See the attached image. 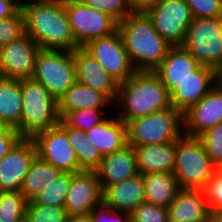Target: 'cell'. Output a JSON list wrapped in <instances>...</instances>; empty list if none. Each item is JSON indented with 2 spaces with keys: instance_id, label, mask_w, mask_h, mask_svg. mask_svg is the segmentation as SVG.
<instances>
[{
  "instance_id": "obj_21",
  "label": "cell",
  "mask_w": 222,
  "mask_h": 222,
  "mask_svg": "<svg viewBox=\"0 0 222 222\" xmlns=\"http://www.w3.org/2000/svg\"><path fill=\"white\" fill-rule=\"evenodd\" d=\"M102 202L114 211L131 213L145 202L142 174L106 187L102 193Z\"/></svg>"
},
{
  "instance_id": "obj_36",
  "label": "cell",
  "mask_w": 222,
  "mask_h": 222,
  "mask_svg": "<svg viewBox=\"0 0 222 222\" xmlns=\"http://www.w3.org/2000/svg\"><path fill=\"white\" fill-rule=\"evenodd\" d=\"M24 33V14L22 10L13 17L0 19V47L16 40Z\"/></svg>"
},
{
  "instance_id": "obj_7",
  "label": "cell",
  "mask_w": 222,
  "mask_h": 222,
  "mask_svg": "<svg viewBox=\"0 0 222 222\" xmlns=\"http://www.w3.org/2000/svg\"><path fill=\"white\" fill-rule=\"evenodd\" d=\"M32 79L42 84L58 100L76 82L72 52L40 49Z\"/></svg>"
},
{
  "instance_id": "obj_22",
  "label": "cell",
  "mask_w": 222,
  "mask_h": 222,
  "mask_svg": "<svg viewBox=\"0 0 222 222\" xmlns=\"http://www.w3.org/2000/svg\"><path fill=\"white\" fill-rule=\"evenodd\" d=\"M90 142L102 156L123 149L127 143V126L113 111L102 123L86 131Z\"/></svg>"
},
{
  "instance_id": "obj_6",
  "label": "cell",
  "mask_w": 222,
  "mask_h": 222,
  "mask_svg": "<svg viewBox=\"0 0 222 222\" xmlns=\"http://www.w3.org/2000/svg\"><path fill=\"white\" fill-rule=\"evenodd\" d=\"M126 126L132 147L175 142L184 134L183 113L174 107L132 119Z\"/></svg>"
},
{
  "instance_id": "obj_19",
  "label": "cell",
  "mask_w": 222,
  "mask_h": 222,
  "mask_svg": "<svg viewBox=\"0 0 222 222\" xmlns=\"http://www.w3.org/2000/svg\"><path fill=\"white\" fill-rule=\"evenodd\" d=\"M102 191L118 182L139 174L134 148L126 145L123 149L103 156L96 170Z\"/></svg>"
},
{
  "instance_id": "obj_14",
  "label": "cell",
  "mask_w": 222,
  "mask_h": 222,
  "mask_svg": "<svg viewBox=\"0 0 222 222\" xmlns=\"http://www.w3.org/2000/svg\"><path fill=\"white\" fill-rule=\"evenodd\" d=\"M102 188L96 171L73 173L64 208L69 216L85 215L102 203Z\"/></svg>"
},
{
  "instance_id": "obj_4",
  "label": "cell",
  "mask_w": 222,
  "mask_h": 222,
  "mask_svg": "<svg viewBox=\"0 0 222 222\" xmlns=\"http://www.w3.org/2000/svg\"><path fill=\"white\" fill-rule=\"evenodd\" d=\"M23 100L21 123L17 131L23 138H32L40 131L60 122L58 100L39 82L19 80Z\"/></svg>"
},
{
  "instance_id": "obj_2",
  "label": "cell",
  "mask_w": 222,
  "mask_h": 222,
  "mask_svg": "<svg viewBox=\"0 0 222 222\" xmlns=\"http://www.w3.org/2000/svg\"><path fill=\"white\" fill-rule=\"evenodd\" d=\"M114 107L116 115L126 124L132 119L171 108L170 91L154 71H135L119 84Z\"/></svg>"
},
{
  "instance_id": "obj_26",
  "label": "cell",
  "mask_w": 222,
  "mask_h": 222,
  "mask_svg": "<svg viewBox=\"0 0 222 222\" xmlns=\"http://www.w3.org/2000/svg\"><path fill=\"white\" fill-rule=\"evenodd\" d=\"M145 202L168 208L174 201L179 185L171 173L153 172L142 175Z\"/></svg>"
},
{
  "instance_id": "obj_29",
  "label": "cell",
  "mask_w": 222,
  "mask_h": 222,
  "mask_svg": "<svg viewBox=\"0 0 222 222\" xmlns=\"http://www.w3.org/2000/svg\"><path fill=\"white\" fill-rule=\"evenodd\" d=\"M60 172L59 169L36 155L30 165L28 173L24 177L20 192L28 201H31L45 186L52 182Z\"/></svg>"
},
{
  "instance_id": "obj_13",
  "label": "cell",
  "mask_w": 222,
  "mask_h": 222,
  "mask_svg": "<svg viewBox=\"0 0 222 222\" xmlns=\"http://www.w3.org/2000/svg\"><path fill=\"white\" fill-rule=\"evenodd\" d=\"M37 155L62 172H78L79 165L67 133L59 126L38 132L31 138Z\"/></svg>"
},
{
  "instance_id": "obj_43",
  "label": "cell",
  "mask_w": 222,
  "mask_h": 222,
  "mask_svg": "<svg viewBox=\"0 0 222 222\" xmlns=\"http://www.w3.org/2000/svg\"><path fill=\"white\" fill-rule=\"evenodd\" d=\"M132 13H146L152 9L159 0H127Z\"/></svg>"
},
{
  "instance_id": "obj_37",
  "label": "cell",
  "mask_w": 222,
  "mask_h": 222,
  "mask_svg": "<svg viewBox=\"0 0 222 222\" xmlns=\"http://www.w3.org/2000/svg\"><path fill=\"white\" fill-rule=\"evenodd\" d=\"M168 219L167 208L141 203L130 213V222H166Z\"/></svg>"
},
{
  "instance_id": "obj_5",
  "label": "cell",
  "mask_w": 222,
  "mask_h": 222,
  "mask_svg": "<svg viewBox=\"0 0 222 222\" xmlns=\"http://www.w3.org/2000/svg\"><path fill=\"white\" fill-rule=\"evenodd\" d=\"M216 170L199 137L183 134L176 140L173 175L179 188L203 189Z\"/></svg>"
},
{
  "instance_id": "obj_49",
  "label": "cell",
  "mask_w": 222,
  "mask_h": 222,
  "mask_svg": "<svg viewBox=\"0 0 222 222\" xmlns=\"http://www.w3.org/2000/svg\"><path fill=\"white\" fill-rule=\"evenodd\" d=\"M216 215L222 218V209Z\"/></svg>"
},
{
  "instance_id": "obj_33",
  "label": "cell",
  "mask_w": 222,
  "mask_h": 222,
  "mask_svg": "<svg viewBox=\"0 0 222 222\" xmlns=\"http://www.w3.org/2000/svg\"><path fill=\"white\" fill-rule=\"evenodd\" d=\"M67 212L61 206H45L36 202H28L25 222H66Z\"/></svg>"
},
{
  "instance_id": "obj_39",
  "label": "cell",
  "mask_w": 222,
  "mask_h": 222,
  "mask_svg": "<svg viewBox=\"0 0 222 222\" xmlns=\"http://www.w3.org/2000/svg\"><path fill=\"white\" fill-rule=\"evenodd\" d=\"M193 18H214L222 16V0H185Z\"/></svg>"
},
{
  "instance_id": "obj_15",
  "label": "cell",
  "mask_w": 222,
  "mask_h": 222,
  "mask_svg": "<svg viewBox=\"0 0 222 222\" xmlns=\"http://www.w3.org/2000/svg\"><path fill=\"white\" fill-rule=\"evenodd\" d=\"M37 155L31 138H22L0 160V192L20 191L25 175Z\"/></svg>"
},
{
  "instance_id": "obj_28",
  "label": "cell",
  "mask_w": 222,
  "mask_h": 222,
  "mask_svg": "<svg viewBox=\"0 0 222 222\" xmlns=\"http://www.w3.org/2000/svg\"><path fill=\"white\" fill-rule=\"evenodd\" d=\"M68 136L79 165V171H96L103 159L99 150L90 142L86 132L71 127H66L61 121L58 124Z\"/></svg>"
},
{
  "instance_id": "obj_47",
  "label": "cell",
  "mask_w": 222,
  "mask_h": 222,
  "mask_svg": "<svg viewBox=\"0 0 222 222\" xmlns=\"http://www.w3.org/2000/svg\"><path fill=\"white\" fill-rule=\"evenodd\" d=\"M8 125L0 118V132H3Z\"/></svg>"
},
{
  "instance_id": "obj_9",
  "label": "cell",
  "mask_w": 222,
  "mask_h": 222,
  "mask_svg": "<svg viewBox=\"0 0 222 222\" xmlns=\"http://www.w3.org/2000/svg\"><path fill=\"white\" fill-rule=\"evenodd\" d=\"M66 14L76 43L84 47L90 40L111 35L118 23L108 14L80 0H64Z\"/></svg>"
},
{
  "instance_id": "obj_35",
  "label": "cell",
  "mask_w": 222,
  "mask_h": 222,
  "mask_svg": "<svg viewBox=\"0 0 222 222\" xmlns=\"http://www.w3.org/2000/svg\"><path fill=\"white\" fill-rule=\"evenodd\" d=\"M201 139L212 162L218 166L222 163V122L202 133Z\"/></svg>"
},
{
  "instance_id": "obj_38",
  "label": "cell",
  "mask_w": 222,
  "mask_h": 222,
  "mask_svg": "<svg viewBox=\"0 0 222 222\" xmlns=\"http://www.w3.org/2000/svg\"><path fill=\"white\" fill-rule=\"evenodd\" d=\"M203 191L211 215H216L222 209V173L219 170L213 173Z\"/></svg>"
},
{
  "instance_id": "obj_32",
  "label": "cell",
  "mask_w": 222,
  "mask_h": 222,
  "mask_svg": "<svg viewBox=\"0 0 222 222\" xmlns=\"http://www.w3.org/2000/svg\"><path fill=\"white\" fill-rule=\"evenodd\" d=\"M27 204L20 191L0 192V222H25Z\"/></svg>"
},
{
  "instance_id": "obj_23",
  "label": "cell",
  "mask_w": 222,
  "mask_h": 222,
  "mask_svg": "<svg viewBox=\"0 0 222 222\" xmlns=\"http://www.w3.org/2000/svg\"><path fill=\"white\" fill-rule=\"evenodd\" d=\"M199 66L198 61L183 46H172L154 72L171 91L175 85L188 77Z\"/></svg>"
},
{
  "instance_id": "obj_42",
  "label": "cell",
  "mask_w": 222,
  "mask_h": 222,
  "mask_svg": "<svg viewBox=\"0 0 222 222\" xmlns=\"http://www.w3.org/2000/svg\"><path fill=\"white\" fill-rule=\"evenodd\" d=\"M22 0H0V19L15 16L21 10Z\"/></svg>"
},
{
  "instance_id": "obj_18",
  "label": "cell",
  "mask_w": 222,
  "mask_h": 222,
  "mask_svg": "<svg viewBox=\"0 0 222 222\" xmlns=\"http://www.w3.org/2000/svg\"><path fill=\"white\" fill-rule=\"evenodd\" d=\"M72 54L76 65V82L104 93L115 103L119 84L114 78L83 47L75 49Z\"/></svg>"
},
{
  "instance_id": "obj_31",
  "label": "cell",
  "mask_w": 222,
  "mask_h": 222,
  "mask_svg": "<svg viewBox=\"0 0 222 222\" xmlns=\"http://www.w3.org/2000/svg\"><path fill=\"white\" fill-rule=\"evenodd\" d=\"M109 111V113H107ZM114 110L108 108H85L78 111L66 112L60 121L66 126L80 129L84 132L105 121ZM107 115V116H106Z\"/></svg>"
},
{
  "instance_id": "obj_10",
  "label": "cell",
  "mask_w": 222,
  "mask_h": 222,
  "mask_svg": "<svg viewBox=\"0 0 222 222\" xmlns=\"http://www.w3.org/2000/svg\"><path fill=\"white\" fill-rule=\"evenodd\" d=\"M146 14L170 45H183L187 29L194 19L185 0H159Z\"/></svg>"
},
{
  "instance_id": "obj_16",
  "label": "cell",
  "mask_w": 222,
  "mask_h": 222,
  "mask_svg": "<svg viewBox=\"0 0 222 222\" xmlns=\"http://www.w3.org/2000/svg\"><path fill=\"white\" fill-rule=\"evenodd\" d=\"M184 134L199 137L222 122V89L214 86L196 104L183 113Z\"/></svg>"
},
{
  "instance_id": "obj_25",
  "label": "cell",
  "mask_w": 222,
  "mask_h": 222,
  "mask_svg": "<svg viewBox=\"0 0 222 222\" xmlns=\"http://www.w3.org/2000/svg\"><path fill=\"white\" fill-rule=\"evenodd\" d=\"M85 108L114 109V103L104 93L78 82H75L58 99L59 117L66 112L78 111Z\"/></svg>"
},
{
  "instance_id": "obj_45",
  "label": "cell",
  "mask_w": 222,
  "mask_h": 222,
  "mask_svg": "<svg viewBox=\"0 0 222 222\" xmlns=\"http://www.w3.org/2000/svg\"><path fill=\"white\" fill-rule=\"evenodd\" d=\"M66 222H92L90 213L85 215L69 216Z\"/></svg>"
},
{
  "instance_id": "obj_30",
  "label": "cell",
  "mask_w": 222,
  "mask_h": 222,
  "mask_svg": "<svg viewBox=\"0 0 222 222\" xmlns=\"http://www.w3.org/2000/svg\"><path fill=\"white\" fill-rule=\"evenodd\" d=\"M72 172H60L37 196L28 202H36L45 206L64 207L66 196L71 184Z\"/></svg>"
},
{
  "instance_id": "obj_17",
  "label": "cell",
  "mask_w": 222,
  "mask_h": 222,
  "mask_svg": "<svg viewBox=\"0 0 222 222\" xmlns=\"http://www.w3.org/2000/svg\"><path fill=\"white\" fill-rule=\"evenodd\" d=\"M215 86L214 69L200 65L170 91L172 107L184 113Z\"/></svg>"
},
{
  "instance_id": "obj_20",
  "label": "cell",
  "mask_w": 222,
  "mask_h": 222,
  "mask_svg": "<svg viewBox=\"0 0 222 222\" xmlns=\"http://www.w3.org/2000/svg\"><path fill=\"white\" fill-rule=\"evenodd\" d=\"M167 211L176 222H209L211 218L203 189L180 188Z\"/></svg>"
},
{
  "instance_id": "obj_11",
  "label": "cell",
  "mask_w": 222,
  "mask_h": 222,
  "mask_svg": "<svg viewBox=\"0 0 222 222\" xmlns=\"http://www.w3.org/2000/svg\"><path fill=\"white\" fill-rule=\"evenodd\" d=\"M83 48L98 60L118 84L125 82L135 72L118 29L111 35L90 40Z\"/></svg>"
},
{
  "instance_id": "obj_40",
  "label": "cell",
  "mask_w": 222,
  "mask_h": 222,
  "mask_svg": "<svg viewBox=\"0 0 222 222\" xmlns=\"http://www.w3.org/2000/svg\"><path fill=\"white\" fill-rule=\"evenodd\" d=\"M90 216L92 222H130V213L114 211L103 202L90 212Z\"/></svg>"
},
{
  "instance_id": "obj_1",
  "label": "cell",
  "mask_w": 222,
  "mask_h": 222,
  "mask_svg": "<svg viewBox=\"0 0 222 222\" xmlns=\"http://www.w3.org/2000/svg\"><path fill=\"white\" fill-rule=\"evenodd\" d=\"M25 33L43 50L73 52L76 43L64 0H22Z\"/></svg>"
},
{
  "instance_id": "obj_50",
  "label": "cell",
  "mask_w": 222,
  "mask_h": 222,
  "mask_svg": "<svg viewBox=\"0 0 222 222\" xmlns=\"http://www.w3.org/2000/svg\"><path fill=\"white\" fill-rule=\"evenodd\" d=\"M166 222H176V221H173V220L168 218Z\"/></svg>"
},
{
  "instance_id": "obj_44",
  "label": "cell",
  "mask_w": 222,
  "mask_h": 222,
  "mask_svg": "<svg viewBox=\"0 0 222 222\" xmlns=\"http://www.w3.org/2000/svg\"><path fill=\"white\" fill-rule=\"evenodd\" d=\"M215 86L222 89V63L214 69Z\"/></svg>"
},
{
  "instance_id": "obj_27",
  "label": "cell",
  "mask_w": 222,
  "mask_h": 222,
  "mask_svg": "<svg viewBox=\"0 0 222 222\" xmlns=\"http://www.w3.org/2000/svg\"><path fill=\"white\" fill-rule=\"evenodd\" d=\"M23 100L19 80L0 77V118L9 126L21 123Z\"/></svg>"
},
{
  "instance_id": "obj_24",
  "label": "cell",
  "mask_w": 222,
  "mask_h": 222,
  "mask_svg": "<svg viewBox=\"0 0 222 222\" xmlns=\"http://www.w3.org/2000/svg\"><path fill=\"white\" fill-rule=\"evenodd\" d=\"M139 174L174 172L176 141L165 144H151L133 147Z\"/></svg>"
},
{
  "instance_id": "obj_34",
  "label": "cell",
  "mask_w": 222,
  "mask_h": 222,
  "mask_svg": "<svg viewBox=\"0 0 222 222\" xmlns=\"http://www.w3.org/2000/svg\"><path fill=\"white\" fill-rule=\"evenodd\" d=\"M95 10L108 14L117 23H120L132 11L127 0H80Z\"/></svg>"
},
{
  "instance_id": "obj_3",
  "label": "cell",
  "mask_w": 222,
  "mask_h": 222,
  "mask_svg": "<svg viewBox=\"0 0 222 222\" xmlns=\"http://www.w3.org/2000/svg\"><path fill=\"white\" fill-rule=\"evenodd\" d=\"M118 30L135 71H155L172 47L146 13H131L118 23Z\"/></svg>"
},
{
  "instance_id": "obj_41",
  "label": "cell",
  "mask_w": 222,
  "mask_h": 222,
  "mask_svg": "<svg viewBox=\"0 0 222 222\" xmlns=\"http://www.w3.org/2000/svg\"><path fill=\"white\" fill-rule=\"evenodd\" d=\"M16 128L7 127L0 132V160L22 139Z\"/></svg>"
},
{
  "instance_id": "obj_8",
  "label": "cell",
  "mask_w": 222,
  "mask_h": 222,
  "mask_svg": "<svg viewBox=\"0 0 222 222\" xmlns=\"http://www.w3.org/2000/svg\"><path fill=\"white\" fill-rule=\"evenodd\" d=\"M182 46L200 65L215 69L222 63V16L194 18Z\"/></svg>"
},
{
  "instance_id": "obj_46",
  "label": "cell",
  "mask_w": 222,
  "mask_h": 222,
  "mask_svg": "<svg viewBox=\"0 0 222 222\" xmlns=\"http://www.w3.org/2000/svg\"><path fill=\"white\" fill-rule=\"evenodd\" d=\"M209 222H222V218H220L217 215H211V218H210Z\"/></svg>"
},
{
  "instance_id": "obj_48",
  "label": "cell",
  "mask_w": 222,
  "mask_h": 222,
  "mask_svg": "<svg viewBox=\"0 0 222 222\" xmlns=\"http://www.w3.org/2000/svg\"><path fill=\"white\" fill-rule=\"evenodd\" d=\"M217 170H219L222 173V163L217 166Z\"/></svg>"
},
{
  "instance_id": "obj_12",
  "label": "cell",
  "mask_w": 222,
  "mask_h": 222,
  "mask_svg": "<svg viewBox=\"0 0 222 222\" xmlns=\"http://www.w3.org/2000/svg\"><path fill=\"white\" fill-rule=\"evenodd\" d=\"M40 48L26 33L0 47V77L12 80L32 78Z\"/></svg>"
}]
</instances>
